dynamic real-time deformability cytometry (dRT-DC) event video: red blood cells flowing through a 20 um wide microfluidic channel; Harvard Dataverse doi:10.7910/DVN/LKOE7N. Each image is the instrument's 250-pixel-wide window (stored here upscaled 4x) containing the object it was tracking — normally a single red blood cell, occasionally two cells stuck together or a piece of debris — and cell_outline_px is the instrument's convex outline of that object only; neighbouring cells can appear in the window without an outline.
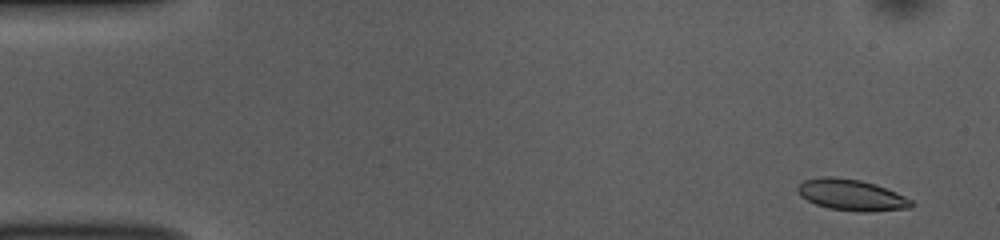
{"species": "common noctule bat (a hibernating species)", "species_latin": "Nyctalus noctula", "temperature_condition": "room temperature", "stored_images_in_passage": 53, "camera_frame_rate_fps": 3000, "um_per_image_px": 0.085, "animal": {"sex": "female", "body_mass_g": 10.0, "forearm_length_mm": 53.1}, "frame": {"image": 1, "passage_image": 3, "time_ms": 0.667, "image_size_px": [1000, 240], "cell_outline_px": [[916, 204], [912, 208], [868, 212], [860, 212], [828, 208], [816, 204], [800, 196], [796, 192], [796, 188], [804, 180], [824, 176], [832, 176], [860, 180], [876, 184], [896, 192], [912, 200]], "centroid_in_image_um": [72.4, 16.58], "position_along_channel_um": 12.6, "area_um2": 20.87}}
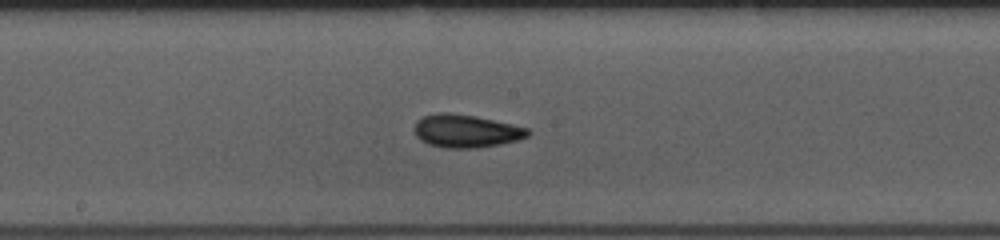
{"frame": {"image": 2, "passage_image": 28, "time_ms": 9.0, "image_size_px": [1000, 240], "cell_outline_px": [[532, 132], [528, 136], [516, 140], [500, 144], [476, 148], [444, 148], [428, 144], [420, 140], [416, 136], [412, 128], [416, 120], [424, 116], [436, 112], [448, 112], [476, 116], [512, 124], [528, 128]], "centroid_in_image_um": [39.57, 11.13], "position_along_channel_um": 208.6, "area_um2": 22.08}}
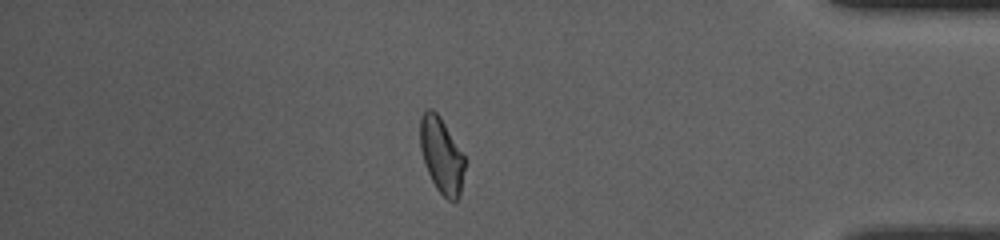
{"frame": {"image": 3, "passage_image": 46, "time_ms": 15.0, "image_size_px": [1000, 240], "cell_outline_px": [[464, 168], [460, 196], [456, 200], [448, 200], [436, 188], [424, 164], [420, 148], [420, 116], [428, 108], [432, 108], [440, 116], [464, 156]], "centroid_in_image_um": [37.51, 13.19], "position_along_channel_um": 397.7, "area_um2": 19.48}, "authors_computed_cell_mechanics": {"area_um2": 20.519, "velocity_mm_per_s": 3.7149, "shape_relaxation_time_tau1_ms": 7.131, "shape_relaxation_time_tau2_ms": 3.0813, "deformation_change_tau1": 0.1576, "deformation_change_tau2": 0.094}}